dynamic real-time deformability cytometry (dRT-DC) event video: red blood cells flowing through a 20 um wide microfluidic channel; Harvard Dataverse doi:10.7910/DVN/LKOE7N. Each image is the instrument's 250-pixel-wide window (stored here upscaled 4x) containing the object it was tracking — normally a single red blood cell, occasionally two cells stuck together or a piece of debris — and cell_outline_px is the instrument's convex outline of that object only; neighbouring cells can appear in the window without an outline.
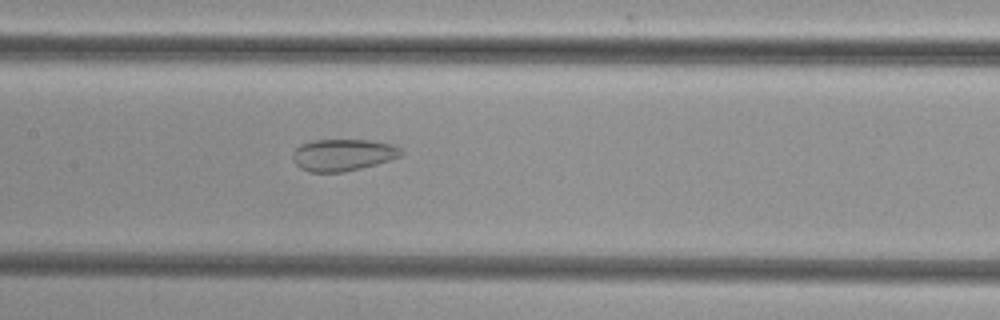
{"species": "common noctule bat (a hibernating species)", "species_latin": "Nyctalus noctula", "temperature_condition": "cold", "stored_images_in_passage": 43, "camera_frame_rate_fps": 3000, "um_per_image_px": 0.085, "animal": {"sex": "female", "body_mass_g": 29.2, "forearm_length_mm": 56.3}, "frame": {"image": 1, "passage_image": 17, "time_ms": 5.333, "image_size_px": [1000, 320], "cell_outline_px": [[404, 152], [400, 156], [376, 164], [344, 172], [308, 172], [300, 168], [296, 164], [292, 156], [292, 152], [300, 144], [312, 140], [372, 140], [392, 144], [400, 148]], "centroid_in_image_um": [29.12, 13.16], "position_along_channel_um": 178.3, "area_um2": 20.17}}
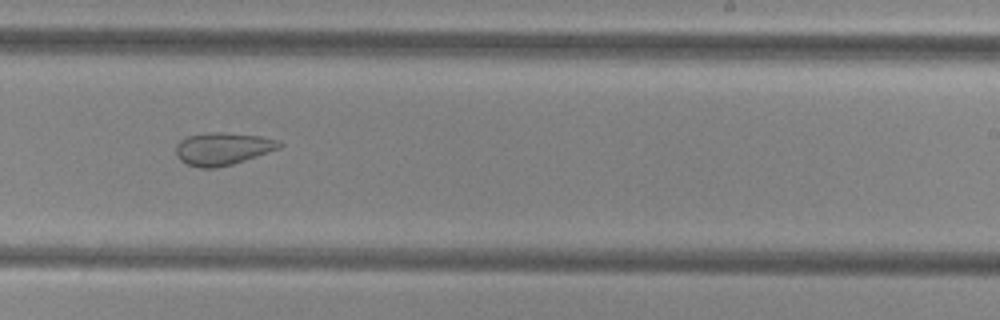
{"frame": {"image": 2, "passage_image": 24, "time_ms": 7.667, "image_size_px": [1000, 320], "cell_outline_px": [[284, 144], [280, 148], [232, 164], [216, 168], [200, 168], [188, 164], [180, 160], [176, 156], [176, 144], [184, 136], [208, 132], [220, 132], [260, 136], [276, 140]], "centroid_in_image_um": [18.88, 12.63], "position_along_channel_um": 270.1, "area_um2": 19.59}}
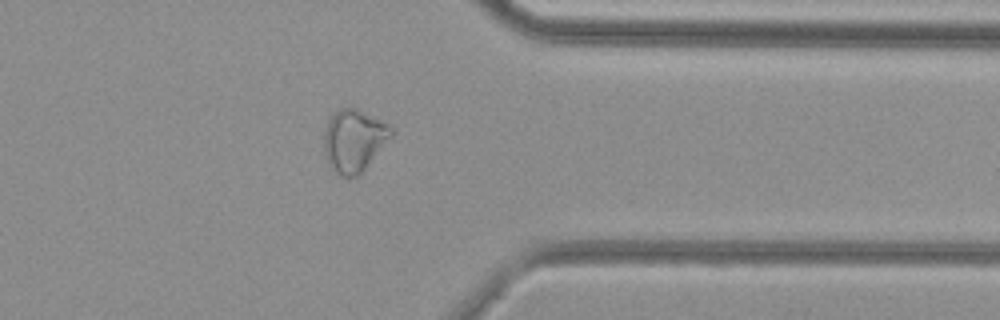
{"frame": {"image": 3, "passage_image": 33, "time_ms": 10.667, "image_size_px": [1000, 320], "cell_outline_px": [[392, 136], [364, 168], [356, 176], [340, 176], [332, 168], [324, 152], [324, 132], [328, 120], [340, 108], [356, 108], [388, 124], [392, 128]], "centroid_in_image_um": [30.07, 11.92], "position_along_channel_um": 381.3, "area_um2": 23.76}}